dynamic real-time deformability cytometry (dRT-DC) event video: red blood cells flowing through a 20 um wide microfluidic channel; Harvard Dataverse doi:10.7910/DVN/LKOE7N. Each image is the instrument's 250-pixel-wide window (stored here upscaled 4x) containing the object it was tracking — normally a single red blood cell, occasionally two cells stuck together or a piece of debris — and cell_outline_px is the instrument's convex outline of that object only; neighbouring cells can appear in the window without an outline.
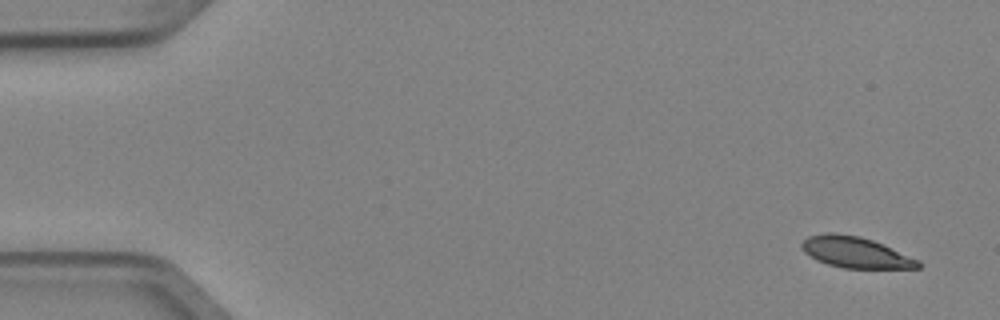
{"species": "Egyptian fruit bat (a non-hibernating species)", "species_latin": "Rousettus aegyptiacus", "temperature_condition": "cold", "stored_images_in_passage": 7, "camera_frame_rate_fps": 3000, "um_per_image_px": 0.085, "animal": {"sex": "female"}, "frame": {"image": 1, "passage_image": 1, "time_ms": 0.0, "image_size_px": [1000, 320], "cell_outline_px": [[920, 268], [844, 268], [828, 264], [816, 260], [804, 252], [800, 248], [800, 244], [808, 236], [828, 232], [832, 232], [860, 236], [872, 240], [920, 260]], "centroid_in_image_um": [72.68, 21.44], "position_along_channel_um": 12.3, "area_um2": 20.98}}
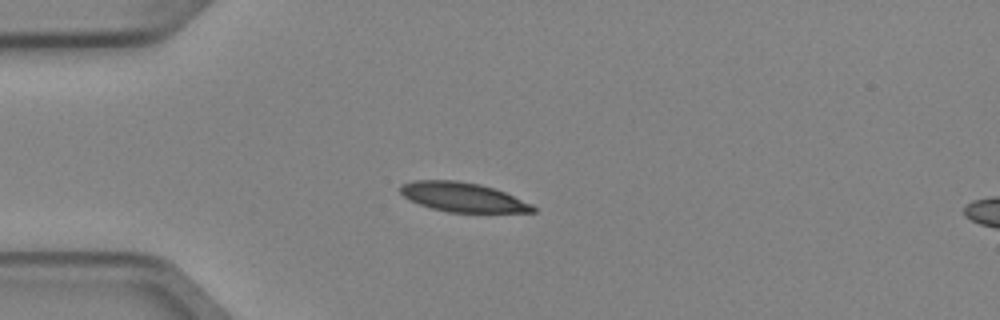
{"frame": {"image": 2, "passage_image": 4, "time_ms": 1.0, "image_size_px": [1000, 320], "cell_outline_px": [[536, 212], [448, 212], [432, 208], [420, 204], [404, 196], [400, 192], [400, 184], [412, 180], [456, 180], [480, 184], [504, 192], [532, 204], [536, 208]], "centroid_in_image_um": [39.32, 16.75], "position_along_channel_um": 45.7, "area_um2": 22.48}}
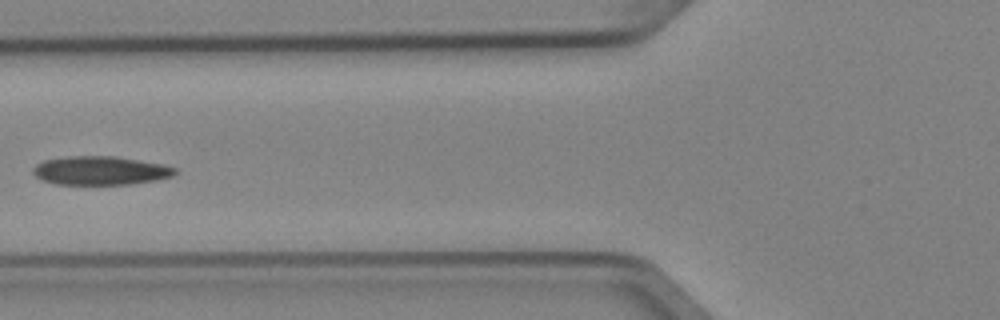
{"frame": {"image": 3, "passage_image": 6, "time_ms": 1.667, "image_size_px": [1000, 320], "cell_outline_px": [[176, 172], [172, 176], [156, 180], [132, 184], [56, 184], [44, 180], [36, 176], [32, 172], [32, 168], [36, 164], [44, 160], [68, 156], [116, 156], [164, 164], [176, 168]], "centroid_in_image_um": [8.54, 14.49], "position_along_channel_um": 117.3, "area_um2": 23.76}}